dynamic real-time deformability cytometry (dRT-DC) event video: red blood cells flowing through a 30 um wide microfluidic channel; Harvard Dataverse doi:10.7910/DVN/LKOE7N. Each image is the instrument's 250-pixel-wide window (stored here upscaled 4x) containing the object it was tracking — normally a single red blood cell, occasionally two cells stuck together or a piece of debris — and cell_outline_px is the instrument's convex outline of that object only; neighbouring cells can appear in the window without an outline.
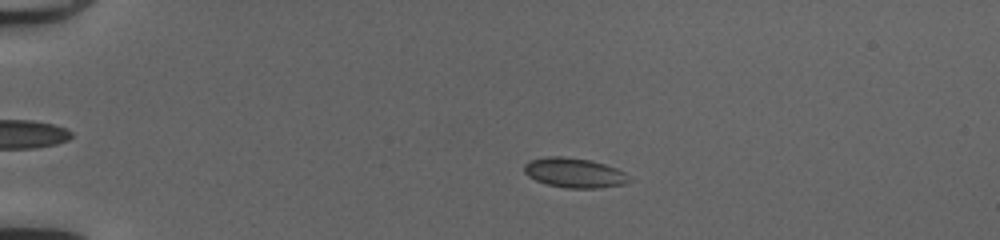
{"species": "common noctule bat (a hibernating species)", "species_latin": "Nyctalus noctula", "temperature_condition": "cold", "stored_images_in_passage": 51, "camera_frame_rate_fps": 3000, "um_per_image_px": 0.085, "animal": {"sex": "female", "body_mass_g": 20.0, "forearm_length_mm": 54.0}, "frame": {"image": 1, "passage_image": 12, "time_ms": 3.667, "image_size_px": [1000, 240], "cell_outline_px": [[632, 180], [624, 184], [600, 188], [568, 188], [548, 184], [536, 180], [528, 176], [524, 172], [524, 164], [532, 160], [548, 156], [560, 156], [588, 160], [604, 164], [616, 168], [624, 172]], "centroid_in_image_um": [48.83, 14.69], "position_along_channel_um": 36.2, "area_um2": 17.98}}
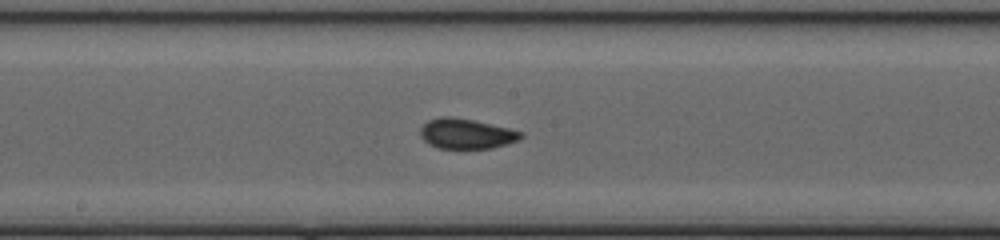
{"frame": {"image": 2, "passage_image": 29, "time_ms": 9.333, "image_size_px": [1000, 240], "cell_outline_px": [[524, 136], [508, 144], [492, 148], [436, 148], [428, 144], [420, 136], [420, 128], [428, 120], [440, 116], [448, 116], [472, 120], [508, 128], [524, 132]], "centroid_in_image_um": [39.61, 11.37], "position_along_channel_um": 208.6, "area_um2": 17.63}}
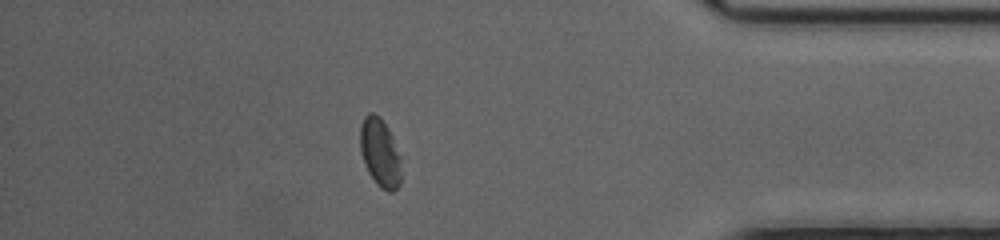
{"frame": {"image": 3, "passage_image": 45, "time_ms": 14.667, "image_size_px": [1000, 240], "cell_outline_px": [[400, 184], [392, 192], [388, 192], [380, 188], [376, 184], [368, 172], [364, 164], [360, 152], [360, 124], [364, 116], [368, 112], [372, 112], [380, 116], [388, 128], [392, 136], [396, 152], [400, 172]], "centroid_in_image_um": [32.24, 12.96], "position_along_channel_um": 403.0, "area_um2": 16.18}, "authors_computed_cell_mechanics": {"area_um2": 17.2822, "velocity_mm_per_s": 4.1753, "shape_relaxation_time_tau1_ms": null, "shape_relaxation_time_tau2_ms": 0.8004, "deformation_change_tau1": null, "deformation_change_tau2": 0.05}}